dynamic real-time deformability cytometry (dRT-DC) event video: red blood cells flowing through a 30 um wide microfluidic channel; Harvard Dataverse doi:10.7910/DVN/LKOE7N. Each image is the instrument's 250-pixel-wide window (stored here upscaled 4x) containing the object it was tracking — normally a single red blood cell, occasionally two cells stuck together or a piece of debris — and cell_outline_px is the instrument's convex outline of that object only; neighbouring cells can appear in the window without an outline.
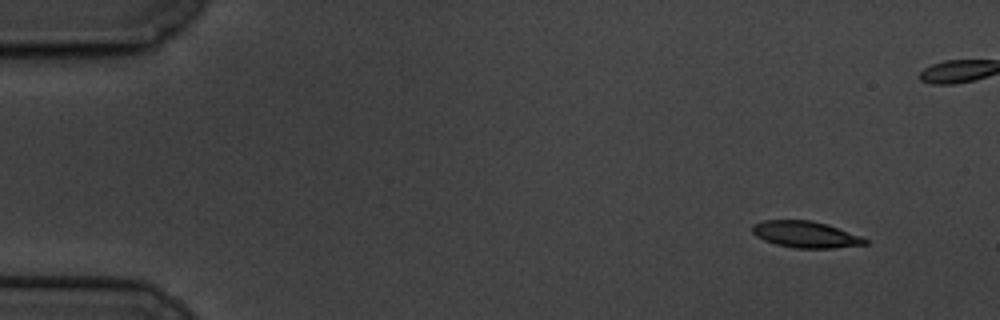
{"species": "common noctule bat (a hibernating species)", "species_latin": "Nyctalus noctula", "temperature_condition": "cold", "stored_images_in_passage": 9, "segment_of_instrument_passage": [1, 2], "camera_frame_rate_fps": 3000, "um_per_image_px": 0.085, "animal": {"sex": "male", "body_mass_g": 19.5, "forearm_length_mm": 54.6}, "frame": {"image": 1, "passage_image": 1, "time_ms": 0.0, "image_size_px": [1000, 320], "cell_outline_px": [[868, 244], [832, 248], [796, 248], [776, 244], [764, 240], [756, 236], [752, 232], [752, 224], [764, 220], [808, 220], [824, 224], [860, 236], [868, 240]], "centroid_in_image_um": [68.43, 19.93], "position_along_channel_um": 16.6, "area_um2": 17.11}}
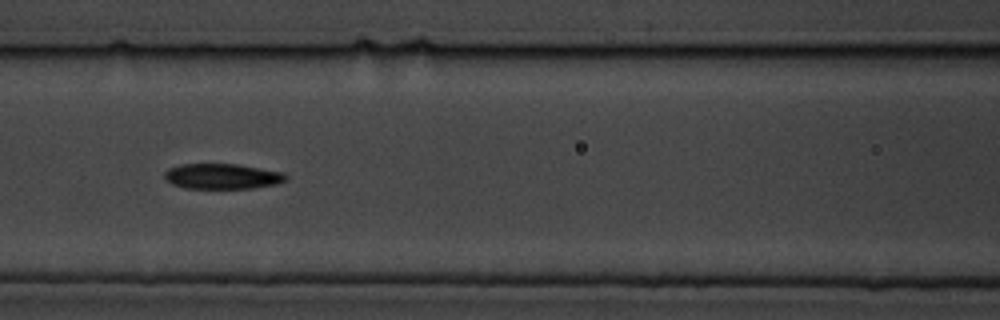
{"frame": {"image": 2, "passage_image": 7, "time_ms": 7.0, "image_size_px": [1000, 320], "cell_outline_px": [[288, 180], [276, 184], [252, 188], [184, 188], [172, 184], [164, 176], [164, 172], [168, 168], [180, 164], [236, 164], [284, 172], [288, 176]], "centroid_in_image_um": [18.91, 14.98], "position_along_channel_um": 147.7, "area_um2": 17.98}}
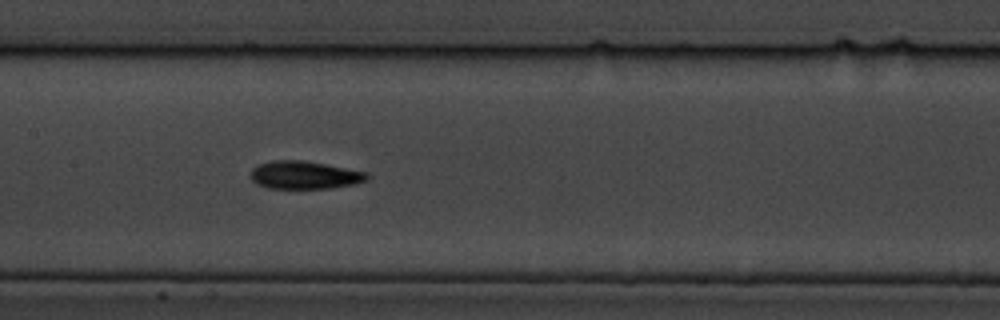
{"frame": {"image": 3, "passage_image": 8, "time_ms": 8.0, "image_size_px": [1000, 320], "cell_outline_px": [[372, 176], [368, 180], [356, 184], [328, 188], [268, 188], [256, 184], [252, 180], [252, 168], [256, 164], [272, 160], [304, 160], [368, 172]], "centroid_in_image_um": [25.92, 14.87], "position_along_channel_um": 181.5, "area_um2": 19.13}}